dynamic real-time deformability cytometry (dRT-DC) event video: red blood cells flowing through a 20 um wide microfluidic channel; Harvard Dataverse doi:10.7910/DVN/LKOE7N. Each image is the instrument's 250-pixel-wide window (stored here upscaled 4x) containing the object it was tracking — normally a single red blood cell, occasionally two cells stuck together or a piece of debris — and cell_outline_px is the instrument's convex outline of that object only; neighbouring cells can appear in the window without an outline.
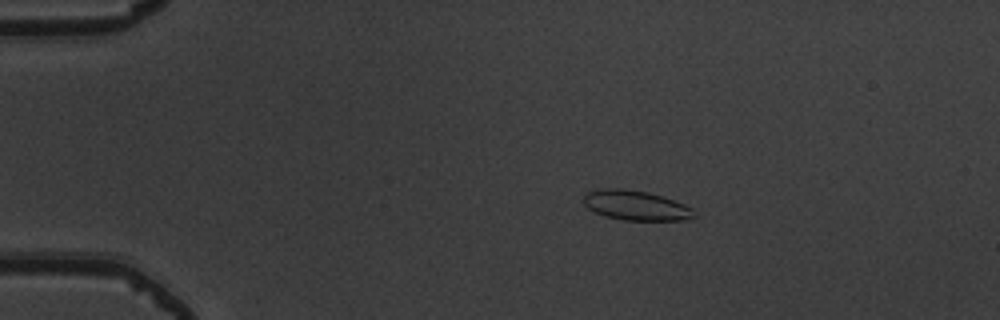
{"species": "common noctule bat (a hibernating species)", "species_latin": "Nyctalus noctula", "temperature_condition": "warm", "stored_images_in_passage": 51, "camera_frame_rate_fps": 3000, "um_per_image_px": 0.085, "animal": {"sex": "male", "body_mass_g": 19.5, "forearm_length_mm": 54.6}, "frame": {"image": 1, "passage_image": 8, "time_ms": 2.333, "image_size_px": [1000, 320], "cell_outline_px": [[696, 216], [684, 220], [624, 220], [604, 216], [588, 208], [584, 204], [584, 196], [588, 192], [600, 188], [624, 188], [648, 192], [664, 196], [684, 204], [692, 208]], "centroid_in_image_um": [54.05, 17.45], "position_along_channel_um": 30.9, "area_um2": 19.25}}
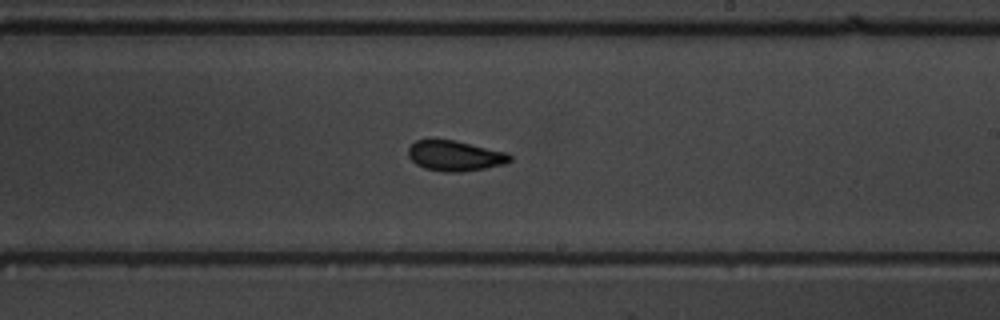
{"frame": {"image": 2, "passage_image": 30, "time_ms": 9.667, "image_size_px": [1000, 320], "cell_outline_px": [[512, 160], [504, 164], [484, 168], [460, 172], [444, 172], [424, 168], [416, 164], [408, 156], [408, 148], [416, 140], [452, 140], [508, 152], [512, 156]], "centroid_in_image_um": [38.68, 13.25], "position_along_channel_um": 250.3, "area_um2": 17.86}}
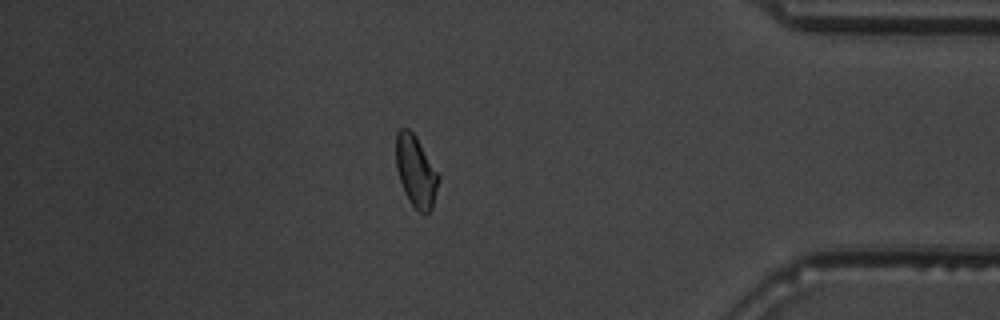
{"frame": {"image": 3, "passage_image": 44, "time_ms": 14.333, "image_size_px": [1000, 320], "cell_outline_px": [[440, 180], [432, 208], [424, 216], [408, 200], [404, 192], [396, 168], [396, 132], [400, 128], [408, 128], [416, 136], [440, 176]], "centroid_in_image_um": [35.35, 14.56], "position_along_channel_um": 399.8, "area_um2": 17.74}, "authors_computed_cell_mechanics": {"area_um2": 18.207, "velocity_mm_per_s": 3.8497, "shape_relaxation_time_tau1_ms": 3.6846, "shape_relaxation_time_tau2_ms": 1.235, "deformation_change_tau1": 0.0849, "deformation_change_tau2": 0.067}}